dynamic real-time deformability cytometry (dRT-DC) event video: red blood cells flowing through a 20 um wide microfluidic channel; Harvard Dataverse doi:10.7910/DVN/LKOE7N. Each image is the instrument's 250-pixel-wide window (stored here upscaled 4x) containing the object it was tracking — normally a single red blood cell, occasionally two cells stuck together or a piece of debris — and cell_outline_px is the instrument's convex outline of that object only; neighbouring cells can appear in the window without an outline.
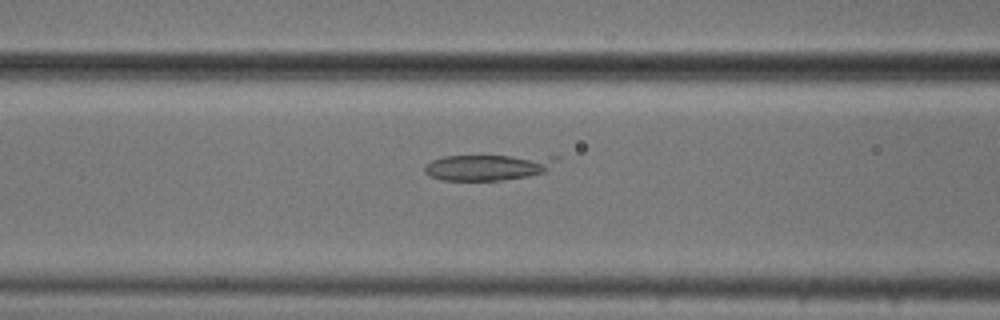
{"species": "common noctule bat (a hibernating species)", "species_latin": "Nyctalus noctula", "temperature_condition": "cold", "stored_images_in_passage": 33, "camera_frame_rate_fps": 3000, "um_per_image_px": 0.085, "animal": {"sex": "male", "body_mass_g": 20.5, "forearm_length_mm": 52.5}, "frame": {"image": 1, "passage_image": 12, "time_ms": 3.667, "image_size_px": [1000, 320], "cell_outline_px": [[560, 156], [544, 172], [528, 176], [500, 180], [440, 180], [428, 176], [424, 172], [424, 164], [432, 160], [444, 156]], "centroid_in_image_um": [41.38, 14.22], "position_along_channel_um": 125.2, "area_um2": 19.77}}
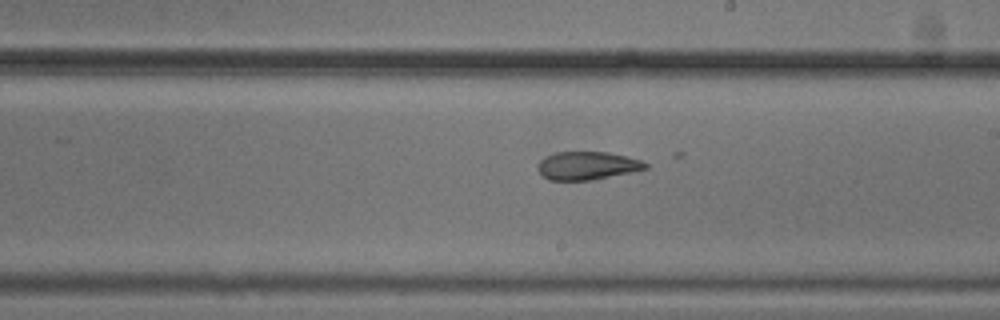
{"frame": {"image": 2, "passage_image": 21, "time_ms": 6.667, "image_size_px": [1000, 320], "cell_outline_px": [[648, 168], [632, 172], [596, 180], [548, 180], [536, 168], [540, 160], [544, 156], [556, 152], [608, 152], [640, 160], [648, 164]], "centroid_in_image_um": [49.9, 14.09], "position_along_channel_um": 239.1, "area_um2": 17.74}}
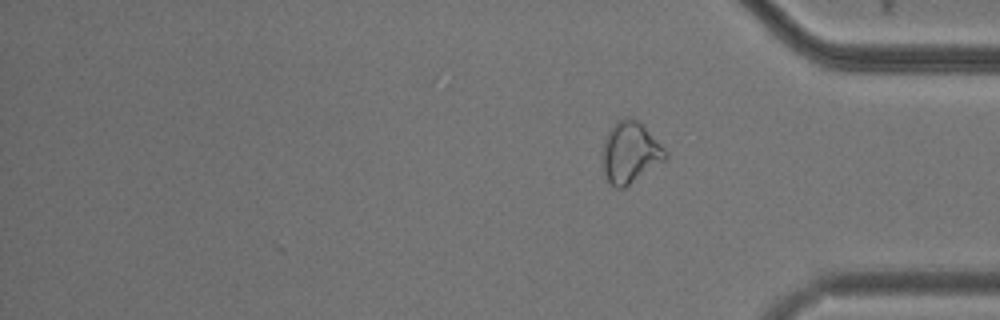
{"frame": {"image": 3, "passage_image": 33, "time_ms": 10.667, "image_size_px": [1000, 320], "cell_outline_px": [[668, 160], [624, 188], [616, 188], [608, 180], [604, 172], [604, 140], [608, 128], [616, 120], [624, 116], [632, 116], [640, 120], [668, 152]], "centroid_in_image_um": [53.62, 12.91], "position_along_channel_um": 381.6, "area_um2": 23.0}, "authors_computed_cell_mechanics": {"area_um2": 19.7676, "velocity_mm_per_s": 3.7824, "shape_relaxation_time_tau1_ms": null, "shape_relaxation_time_tau2_ms": 7.0047, "deformation_change_tau1": null, "deformation_change_tau2": 0.1202}}